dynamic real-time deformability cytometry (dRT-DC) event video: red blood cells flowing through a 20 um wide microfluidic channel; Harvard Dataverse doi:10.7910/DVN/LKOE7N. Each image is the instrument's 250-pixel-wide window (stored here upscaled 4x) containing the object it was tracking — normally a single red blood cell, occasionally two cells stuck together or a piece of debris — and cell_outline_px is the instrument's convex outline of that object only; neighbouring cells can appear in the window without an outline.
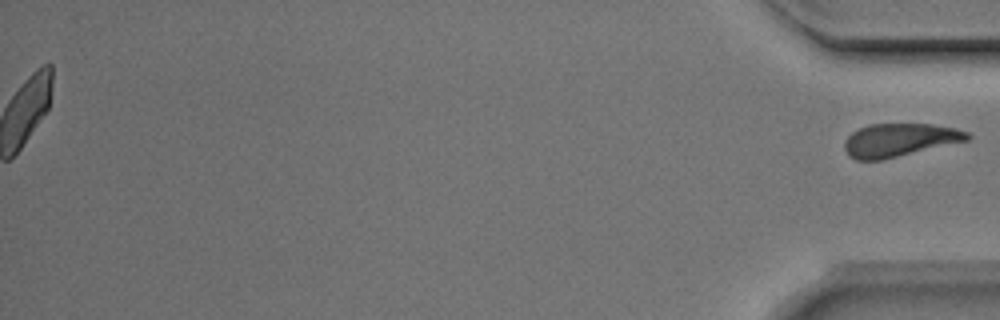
{"species": "Egyptian fruit bat (a non-hibernating species)", "species_latin": "Rousettus aegyptiacus", "temperature_condition": "room temperature", "stored_images_in_passage": 44, "segment_of_instrument_passage": [2, 2], "camera_frame_rate_fps": 3000, "um_per_image_px": 0.085, "animal": {"sex": "male"}, "frame": {"image": 1, "passage_image": 44, "time_ms": 14.333, "image_size_px": [1000, 320], "cell_outline_px": [[972, 136], [968, 140], [884, 160], [856, 160], [848, 156], [844, 148], [844, 140], [852, 132], [868, 124], [932, 124], [956, 128], [968, 132]], "centroid_in_image_um": [76.44, 11.91], "position_along_channel_um": 358.8, "area_um2": 23.93}}